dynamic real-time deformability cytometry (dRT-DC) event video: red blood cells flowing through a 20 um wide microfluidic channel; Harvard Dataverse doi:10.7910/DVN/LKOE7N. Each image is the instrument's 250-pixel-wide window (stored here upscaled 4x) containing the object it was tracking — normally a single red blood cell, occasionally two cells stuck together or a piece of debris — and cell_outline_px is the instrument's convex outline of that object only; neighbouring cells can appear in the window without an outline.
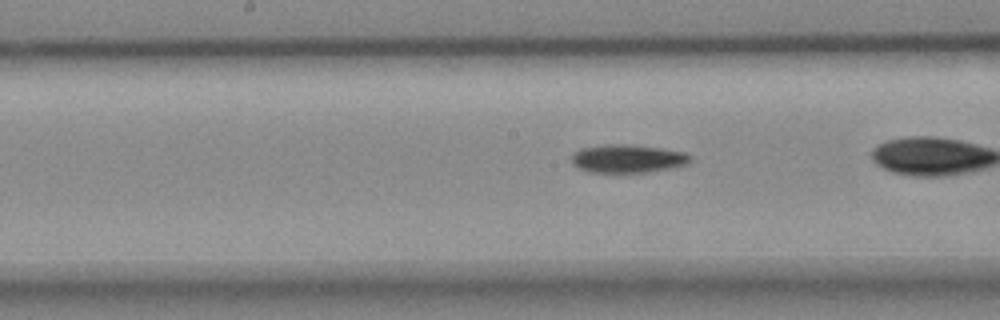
{"species": "common noctule bat (a hibernating species)", "species_latin": "Nyctalus noctula", "temperature_condition": "cold", "stored_images_in_passage": 35, "camera_frame_rate_fps": 3000, "um_per_image_px": 0.085, "animal": {"sex": "female", "body_mass_g": 18.4}, "frame": {"image": 1, "passage_image": 20, "time_ms": 6.333, "image_size_px": [1000, 320], "cell_outline_px": [[692, 160], [688, 164], [676, 168], [648, 172], [588, 172], [572, 164], [572, 152], [580, 148], [604, 144], [624, 144], [660, 148], [684, 152], [692, 156]], "centroid_in_image_um": [53.37, 13.48], "position_along_channel_um": 194.8, "area_um2": 19.77}}